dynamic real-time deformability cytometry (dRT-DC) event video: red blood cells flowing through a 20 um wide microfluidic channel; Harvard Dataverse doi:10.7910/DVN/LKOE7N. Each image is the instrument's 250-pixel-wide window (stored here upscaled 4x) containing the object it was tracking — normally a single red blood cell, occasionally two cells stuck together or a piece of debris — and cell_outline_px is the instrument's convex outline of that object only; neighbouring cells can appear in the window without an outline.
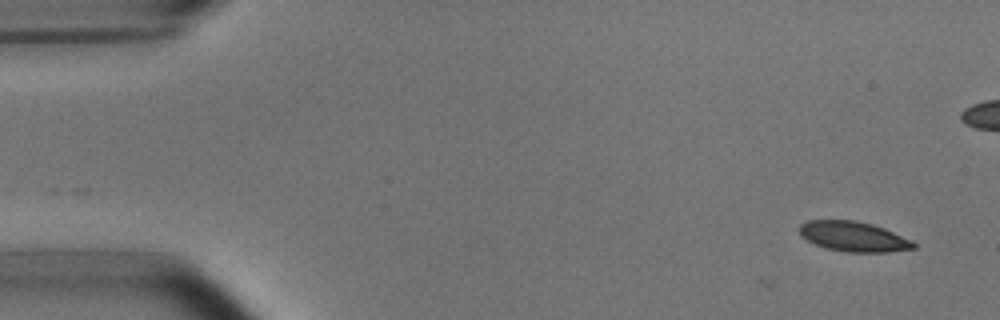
{"species": "common noctule bat (a hibernating species)", "species_latin": "Nyctalus noctula", "temperature_condition": "room temperature", "stored_images_in_passage": 2, "camera_frame_rate_fps": 3000, "um_per_image_px": 0.085, "animal": {"sex": "male", "body_mass_g": 15.6}, "frame": {"image": 1, "passage_image": 2, "time_ms": 0.333, "image_size_px": [1000, 320], "cell_outline_px": [[916, 248], [888, 252], [844, 252], [828, 248], [816, 244], [800, 236], [800, 224], [808, 220], [856, 220], [872, 224], [884, 228], [912, 240], [916, 244]], "centroid_in_image_um": [72.57, 20.1], "position_along_channel_um": 12.4, "area_um2": 19.94}}